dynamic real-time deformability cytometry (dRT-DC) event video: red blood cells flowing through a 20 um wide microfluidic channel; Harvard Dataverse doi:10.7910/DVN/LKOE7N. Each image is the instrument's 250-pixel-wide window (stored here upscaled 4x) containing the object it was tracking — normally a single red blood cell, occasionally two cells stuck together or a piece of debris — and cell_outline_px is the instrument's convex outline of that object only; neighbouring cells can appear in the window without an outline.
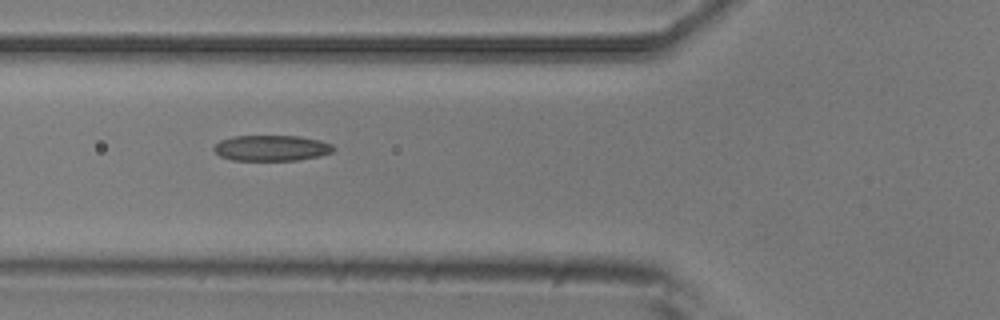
{"species": "common noctule bat (a hibernating species)", "species_latin": "Nyctalus noctula", "temperature_condition": "room temperature", "stored_images_in_passage": 7, "camera_frame_rate_fps": 3000, "um_per_image_px": 0.085, "animal": {"sex": "male", "body_mass_g": 20.5, "forearm_length_mm": 52.5}, "frame": {"image": 1, "passage_image": 6, "time_ms": 1.667, "image_size_px": [1000, 320], "cell_outline_px": [[336, 148], [332, 152], [320, 156], [296, 160], [232, 160], [220, 156], [212, 148], [220, 140], [232, 136], [300, 136], [320, 140], [332, 144]], "centroid_in_image_um": [23.09, 12.58], "position_along_channel_um": 102.7, "area_um2": 17.98}}
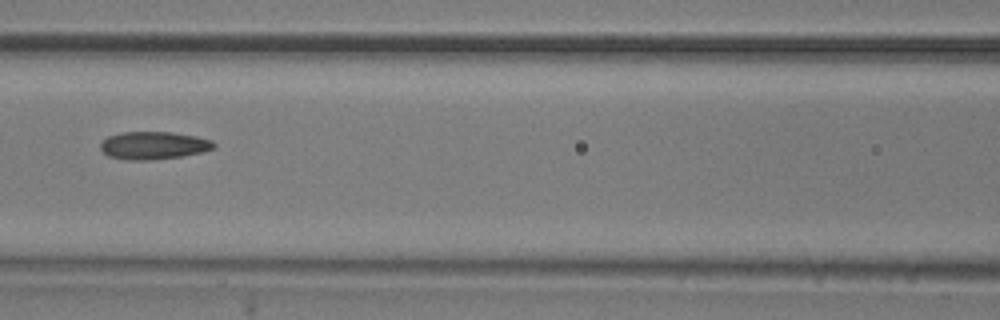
{"frame": {"image": 2, "passage_image": 7, "time_ms": 2.0, "image_size_px": [1000, 320], "cell_outline_px": [[216, 148], [200, 152], [180, 156], [152, 160], [128, 160], [108, 156], [100, 148], [100, 144], [108, 136], [124, 132], [172, 132], [196, 136], [212, 140], [216, 144]], "centroid_in_image_um": [13.07, 12.36], "position_along_channel_um": 153.5, "area_um2": 18.26}}